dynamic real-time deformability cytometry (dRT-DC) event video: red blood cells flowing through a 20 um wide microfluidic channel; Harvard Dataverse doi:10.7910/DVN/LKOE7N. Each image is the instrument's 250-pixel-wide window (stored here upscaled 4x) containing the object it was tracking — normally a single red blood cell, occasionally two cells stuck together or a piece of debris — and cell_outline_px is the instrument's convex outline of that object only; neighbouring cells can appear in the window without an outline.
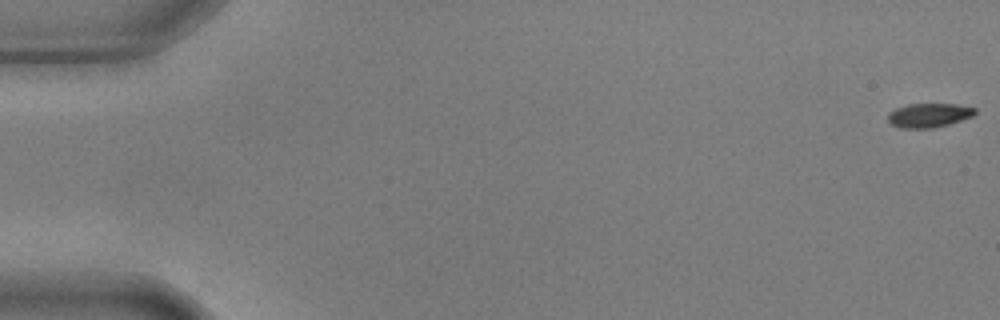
{"species": "common noctule bat (a hibernating species)", "species_latin": "Nyctalus noctula", "temperature_condition": "warm", "stored_images_in_passage": 54, "camera_frame_rate_fps": 3000, "um_per_image_px": 0.085, "animal": {"sex": "male", "body_mass_g": 17.9, "forearm_length_mm": 54.2}, "frame": {"image": 1, "passage_image": 1, "time_ms": 0.0, "image_size_px": [1000, 320], "cell_outline_px": [[976, 112], [972, 116], [948, 124], [932, 128], [900, 128], [892, 124], [888, 120], [888, 112], [896, 108], [908, 104], [956, 104], [976, 108]], "centroid_in_image_um": [78.94, 9.79], "position_along_channel_um": 6.1, "area_um2": 12.14}}
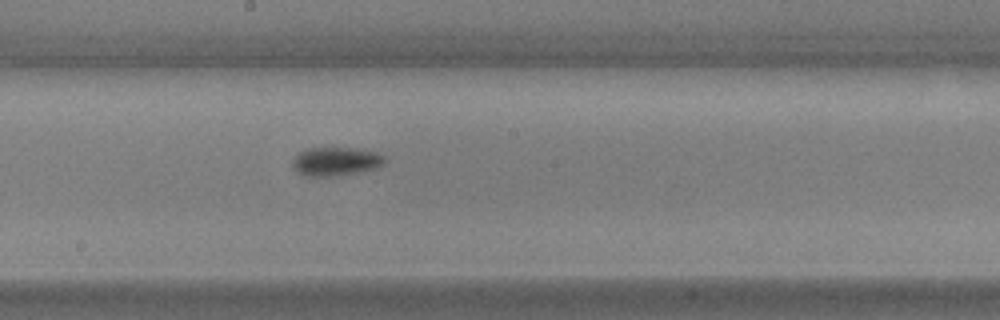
{"frame": {"image": 2, "passage_image": 31, "time_ms": 10.0, "image_size_px": [1000, 320], "cell_outline_px": [[384, 164], [376, 168], [360, 172], [328, 176], [304, 176], [296, 172], [292, 168], [292, 160], [300, 152], [308, 148], [364, 148], [376, 152], [384, 156]], "centroid_in_image_um": [28.53, 13.72], "position_along_channel_um": 219.7, "area_um2": 15.49}}
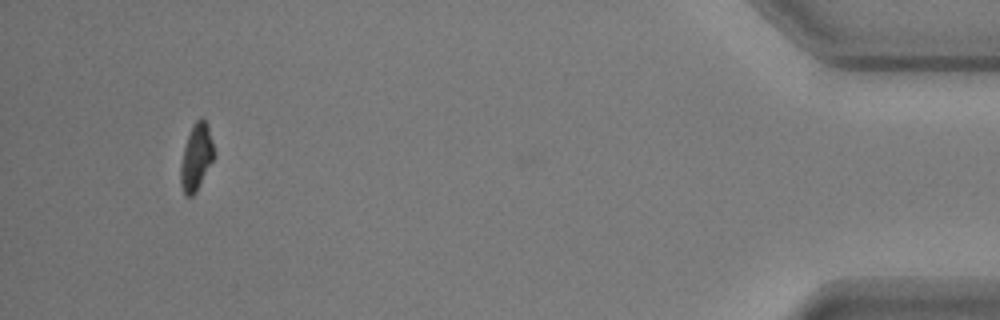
{"frame": {"image": 3, "passage_image": 53, "time_ms": 17.333, "image_size_px": [1000, 320], "cell_outline_px": [[216, 152], [196, 192], [192, 196], [184, 196], [180, 184], [180, 164], [184, 148], [192, 124], [200, 116], [208, 124]], "centroid_in_image_um": [16.68, 13.34], "position_along_channel_um": 418.5, "area_um2": 13.06}, "authors_computed_cell_mechanics": {"area_um2": 13.7275, "velocity_mm_per_s": 3.6608, "shape_relaxation_time_tau1_ms": 2.8233, "shape_relaxation_time_tau2_ms": null, "deformation_change_tau1": 0.1633, "deformation_change_tau2": null}}